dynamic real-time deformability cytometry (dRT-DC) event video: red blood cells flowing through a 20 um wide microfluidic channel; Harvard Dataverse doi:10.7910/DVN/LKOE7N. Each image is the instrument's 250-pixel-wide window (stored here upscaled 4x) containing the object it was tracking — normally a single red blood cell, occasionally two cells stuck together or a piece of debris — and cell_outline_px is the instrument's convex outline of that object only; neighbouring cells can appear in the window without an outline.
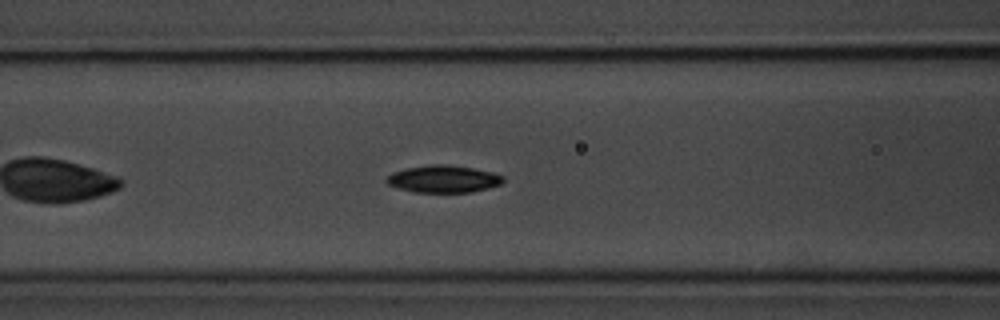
{"species": "common noctule bat (a hibernating species)", "species_latin": "Nyctalus noctula", "temperature_condition": "room temperature", "stored_images_in_passage": 17, "camera_frame_rate_fps": 3000, "um_per_image_px": 0.085, "animal": {"sex": "male", "body_mass_g": 20.1, "forearm_length_mm": 53.5}, "frame": {"image": 1, "passage_image": 10, "time_ms": 3.0, "image_size_px": [1000, 320], "cell_outline_px": [[504, 180], [500, 184], [488, 188], [472, 192], [416, 192], [400, 188], [388, 184], [388, 176], [392, 172], [408, 168], [432, 164], [444, 164], [472, 168], [492, 172], [504, 176]], "centroid_in_image_um": [37.73, 15.21], "position_along_channel_um": 128.9, "area_um2": 18.21}}
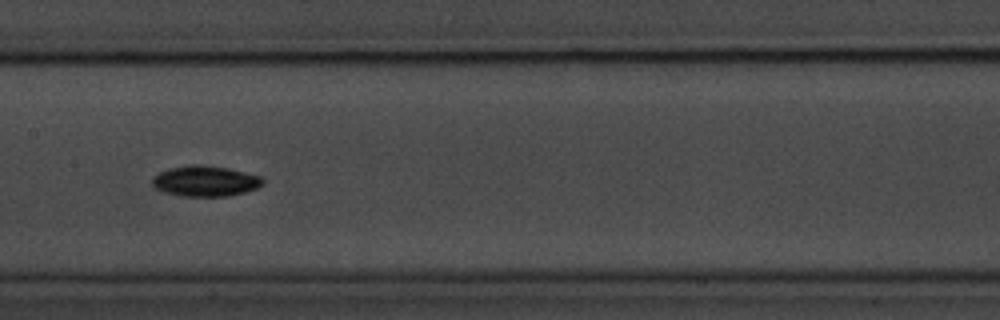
{"frame": {"image": 2, "passage_image": 15, "time_ms": 4.667, "image_size_px": [1000, 320], "cell_outline_px": [[264, 184], [256, 188], [244, 192], [228, 196], [180, 196], [164, 192], [156, 188], [152, 184], [152, 180], [160, 172], [172, 168], [192, 164], [196, 164], [228, 168], [260, 176], [264, 180]], "centroid_in_image_um": [17.47, 15.4], "position_along_channel_um": 189.9, "area_um2": 19.48}}